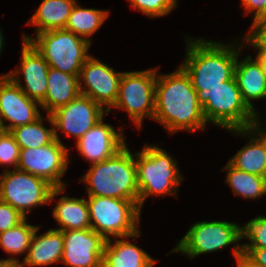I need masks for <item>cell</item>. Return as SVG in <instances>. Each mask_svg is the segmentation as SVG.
Masks as SVG:
<instances>
[{
  "label": "cell",
  "instance_id": "obj_23",
  "mask_svg": "<svg viewBox=\"0 0 266 267\" xmlns=\"http://www.w3.org/2000/svg\"><path fill=\"white\" fill-rule=\"evenodd\" d=\"M76 0H42L28 25L36 27V34L65 29Z\"/></svg>",
  "mask_w": 266,
  "mask_h": 267
},
{
  "label": "cell",
  "instance_id": "obj_28",
  "mask_svg": "<svg viewBox=\"0 0 266 267\" xmlns=\"http://www.w3.org/2000/svg\"><path fill=\"white\" fill-rule=\"evenodd\" d=\"M38 225L27 223L26 218L17 226L0 233V246L9 255L7 258L14 264L18 265L20 260L14 258L15 255H22L28 252L32 236L34 235Z\"/></svg>",
  "mask_w": 266,
  "mask_h": 267
},
{
  "label": "cell",
  "instance_id": "obj_27",
  "mask_svg": "<svg viewBox=\"0 0 266 267\" xmlns=\"http://www.w3.org/2000/svg\"><path fill=\"white\" fill-rule=\"evenodd\" d=\"M221 170H227L225 182L230 185L236 196L258 199L266 195V178L240 171L229 162Z\"/></svg>",
  "mask_w": 266,
  "mask_h": 267
},
{
  "label": "cell",
  "instance_id": "obj_29",
  "mask_svg": "<svg viewBox=\"0 0 266 267\" xmlns=\"http://www.w3.org/2000/svg\"><path fill=\"white\" fill-rule=\"evenodd\" d=\"M242 236L249 243L242 244L243 248H266V217L257 216L242 226Z\"/></svg>",
  "mask_w": 266,
  "mask_h": 267
},
{
  "label": "cell",
  "instance_id": "obj_22",
  "mask_svg": "<svg viewBox=\"0 0 266 267\" xmlns=\"http://www.w3.org/2000/svg\"><path fill=\"white\" fill-rule=\"evenodd\" d=\"M80 95L79 76L49 67L47 93L40 107L50 114L60 106L67 105Z\"/></svg>",
  "mask_w": 266,
  "mask_h": 267
},
{
  "label": "cell",
  "instance_id": "obj_39",
  "mask_svg": "<svg viewBox=\"0 0 266 267\" xmlns=\"http://www.w3.org/2000/svg\"><path fill=\"white\" fill-rule=\"evenodd\" d=\"M254 21H266V6L263 12Z\"/></svg>",
  "mask_w": 266,
  "mask_h": 267
},
{
  "label": "cell",
  "instance_id": "obj_43",
  "mask_svg": "<svg viewBox=\"0 0 266 267\" xmlns=\"http://www.w3.org/2000/svg\"><path fill=\"white\" fill-rule=\"evenodd\" d=\"M3 131H4V129H3L1 121H0V133L3 132Z\"/></svg>",
  "mask_w": 266,
  "mask_h": 267
},
{
  "label": "cell",
  "instance_id": "obj_9",
  "mask_svg": "<svg viewBox=\"0 0 266 267\" xmlns=\"http://www.w3.org/2000/svg\"><path fill=\"white\" fill-rule=\"evenodd\" d=\"M66 187H53L46 180L18 169L0 174V200L8 203L25 218L32 208L52 204Z\"/></svg>",
  "mask_w": 266,
  "mask_h": 267
},
{
  "label": "cell",
  "instance_id": "obj_8",
  "mask_svg": "<svg viewBox=\"0 0 266 267\" xmlns=\"http://www.w3.org/2000/svg\"><path fill=\"white\" fill-rule=\"evenodd\" d=\"M86 201L91 228L106 240L139 231L141 209L133 201L102 196H88Z\"/></svg>",
  "mask_w": 266,
  "mask_h": 267
},
{
  "label": "cell",
  "instance_id": "obj_25",
  "mask_svg": "<svg viewBox=\"0 0 266 267\" xmlns=\"http://www.w3.org/2000/svg\"><path fill=\"white\" fill-rule=\"evenodd\" d=\"M108 16L109 11L107 10L83 8L76 2L65 30L73 32L92 43L90 36L99 30Z\"/></svg>",
  "mask_w": 266,
  "mask_h": 267
},
{
  "label": "cell",
  "instance_id": "obj_26",
  "mask_svg": "<svg viewBox=\"0 0 266 267\" xmlns=\"http://www.w3.org/2000/svg\"><path fill=\"white\" fill-rule=\"evenodd\" d=\"M50 123L52 128L48 129L43 126V121L46 120ZM43 118L41 115L34 122L14 127L9 132L14 136L16 143L20 149L38 148L50 144L54 139V125L50 114Z\"/></svg>",
  "mask_w": 266,
  "mask_h": 267
},
{
  "label": "cell",
  "instance_id": "obj_31",
  "mask_svg": "<svg viewBox=\"0 0 266 267\" xmlns=\"http://www.w3.org/2000/svg\"><path fill=\"white\" fill-rule=\"evenodd\" d=\"M20 156V147L16 143L14 136L9 131L0 133V165L5 166L4 171L8 170L7 166H13L17 169Z\"/></svg>",
  "mask_w": 266,
  "mask_h": 267
},
{
  "label": "cell",
  "instance_id": "obj_37",
  "mask_svg": "<svg viewBox=\"0 0 266 267\" xmlns=\"http://www.w3.org/2000/svg\"><path fill=\"white\" fill-rule=\"evenodd\" d=\"M237 267H254L251 265L247 260H245L243 257L236 260Z\"/></svg>",
  "mask_w": 266,
  "mask_h": 267
},
{
  "label": "cell",
  "instance_id": "obj_17",
  "mask_svg": "<svg viewBox=\"0 0 266 267\" xmlns=\"http://www.w3.org/2000/svg\"><path fill=\"white\" fill-rule=\"evenodd\" d=\"M103 120L104 117L76 142L79 153L91 164L108 159L126 144L123 128L115 131Z\"/></svg>",
  "mask_w": 266,
  "mask_h": 267
},
{
  "label": "cell",
  "instance_id": "obj_7",
  "mask_svg": "<svg viewBox=\"0 0 266 267\" xmlns=\"http://www.w3.org/2000/svg\"><path fill=\"white\" fill-rule=\"evenodd\" d=\"M243 239L242 226L228 221H198L187 231L172 252L186 254L190 260L201 254L211 253L235 244L233 256L243 257V247L238 242Z\"/></svg>",
  "mask_w": 266,
  "mask_h": 267
},
{
  "label": "cell",
  "instance_id": "obj_12",
  "mask_svg": "<svg viewBox=\"0 0 266 267\" xmlns=\"http://www.w3.org/2000/svg\"><path fill=\"white\" fill-rule=\"evenodd\" d=\"M108 112L90 97L79 95L76 99L50 113L54 125V137L62 142L58 132L73 136L76 142L84 136ZM59 130V131H58Z\"/></svg>",
  "mask_w": 266,
  "mask_h": 267
},
{
  "label": "cell",
  "instance_id": "obj_38",
  "mask_svg": "<svg viewBox=\"0 0 266 267\" xmlns=\"http://www.w3.org/2000/svg\"><path fill=\"white\" fill-rule=\"evenodd\" d=\"M0 267H17V265L10 260L0 259Z\"/></svg>",
  "mask_w": 266,
  "mask_h": 267
},
{
  "label": "cell",
  "instance_id": "obj_1",
  "mask_svg": "<svg viewBox=\"0 0 266 267\" xmlns=\"http://www.w3.org/2000/svg\"><path fill=\"white\" fill-rule=\"evenodd\" d=\"M153 120L159 121L171 134L204 130L207 125L197 91L180 65L170 74L157 72Z\"/></svg>",
  "mask_w": 266,
  "mask_h": 267
},
{
  "label": "cell",
  "instance_id": "obj_6",
  "mask_svg": "<svg viewBox=\"0 0 266 267\" xmlns=\"http://www.w3.org/2000/svg\"><path fill=\"white\" fill-rule=\"evenodd\" d=\"M42 55L50 68L80 75L85 61L91 56L87 52L91 42L65 29L51 30L35 35H22Z\"/></svg>",
  "mask_w": 266,
  "mask_h": 267
},
{
  "label": "cell",
  "instance_id": "obj_16",
  "mask_svg": "<svg viewBox=\"0 0 266 267\" xmlns=\"http://www.w3.org/2000/svg\"><path fill=\"white\" fill-rule=\"evenodd\" d=\"M20 68L14 69L7 75L20 87V89L31 99L41 103L47 93V75L49 65L36 50V48L26 40H23ZM25 86L20 81L23 78Z\"/></svg>",
  "mask_w": 266,
  "mask_h": 267
},
{
  "label": "cell",
  "instance_id": "obj_35",
  "mask_svg": "<svg viewBox=\"0 0 266 267\" xmlns=\"http://www.w3.org/2000/svg\"><path fill=\"white\" fill-rule=\"evenodd\" d=\"M245 14L251 13L253 21L263 12L266 6V0H241Z\"/></svg>",
  "mask_w": 266,
  "mask_h": 267
},
{
  "label": "cell",
  "instance_id": "obj_36",
  "mask_svg": "<svg viewBox=\"0 0 266 267\" xmlns=\"http://www.w3.org/2000/svg\"><path fill=\"white\" fill-rule=\"evenodd\" d=\"M261 116L259 115V113L256 111L255 112V116H254V121L250 127V129H252L254 132H266L264 127L262 128L261 127V123L262 121H260V118Z\"/></svg>",
  "mask_w": 266,
  "mask_h": 267
},
{
  "label": "cell",
  "instance_id": "obj_19",
  "mask_svg": "<svg viewBox=\"0 0 266 267\" xmlns=\"http://www.w3.org/2000/svg\"><path fill=\"white\" fill-rule=\"evenodd\" d=\"M138 231L128 237L110 238L106 241L102 267H153L158 261L126 238L140 237ZM122 238V239H121Z\"/></svg>",
  "mask_w": 266,
  "mask_h": 267
},
{
  "label": "cell",
  "instance_id": "obj_42",
  "mask_svg": "<svg viewBox=\"0 0 266 267\" xmlns=\"http://www.w3.org/2000/svg\"><path fill=\"white\" fill-rule=\"evenodd\" d=\"M4 37H3V34H2V31L0 29V54L2 53V49L4 48Z\"/></svg>",
  "mask_w": 266,
  "mask_h": 267
},
{
  "label": "cell",
  "instance_id": "obj_15",
  "mask_svg": "<svg viewBox=\"0 0 266 267\" xmlns=\"http://www.w3.org/2000/svg\"><path fill=\"white\" fill-rule=\"evenodd\" d=\"M61 262L69 267H102L106 239L90 229L63 231Z\"/></svg>",
  "mask_w": 266,
  "mask_h": 267
},
{
  "label": "cell",
  "instance_id": "obj_2",
  "mask_svg": "<svg viewBox=\"0 0 266 267\" xmlns=\"http://www.w3.org/2000/svg\"><path fill=\"white\" fill-rule=\"evenodd\" d=\"M202 39H186V57L180 66L190 76L195 90H210L234 76L237 55L244 45L238 41L227 45Z\"/></svg>",
  "mask_w": 266,
  "mask_h": 267
},
{
  "label": "cell",
  "instance_id": "obj_13",
  "mask_svg": "<svg viewBox=\"0 0 266 267\" xmlns=\"http://www.w3.org/2000/svg\"><path fill=\"white\" fill-rule=\"evenodd\" d=\"M122 74L91 55L79 75L80 94L90 97L109 114L118 97Z\"/></svg>",
  "mask_w": 266,
  "mask_h": 267
},
{
  "label": "cell",
  "instance_id": "obj_4",
  "mask_svg": "<svg viewBox=\"0 0 266 267\" xmlns=\"http://www.w3.org/2000/svg\"><path fill=\"white\" fill-rule=\"evenodd\" d=\"M136 162L137 185L139 189L138 207L142 210L149 196L178 194V187L183 181L177 163L161 147L145 145L142 151L134 154Z\"/></svg>",
  "mask_w": 266,
  "mask_h": 267
},
{
  "label": "cell",
  "instance_id": "obj_18",
  "mask_svg": "<svg viewBox=\"0 0 266 267\" xmlns=\"http://www.w3.org/2000/svg\"><path fill=\"white\" fill-rule=\"evenodd\" d=\"M237 61L234 69V77L242 98L247 106L256 112L252 101L266 99V76L261 60L255 56H246Z\"/></svg>",
  "mask_w": 266,
  "mask_h": 267
},
{
  "label": "cell",
  "instance_id": "obj_24",
  "mask_svg": "<svg viewBox=\"0 0 266 267\" xmlns=\"http://www.w3.org/2000/svg\"><path fill=\"white\" fill-rule=\"evenodd\" d=\"M53 217L60 225L57 230L91 228L89 208L85 198L61 197L53 209Z\"/></svg>",
  "mask_w": 266,
  "mask_h": 267
},
{
  "label": "cell",
  "instance_id": "obj_21",
  "mask_svg": "<svg viewBox=\"0 0 266 267\" xmlns=\"http://www.w3.org/2000/svg\"><path fill=\"white\" fill-rule=\"evenodd\" d=\"M228 131L240 137H249V143L247 142L228 162L240 171L266 178V145L261 138L250 128Z\"/></svg>",
  "mask_w": 266,
  "mask_h": 267
},
{
  "label": "cell",
  "instance_id": "obj_11",
  "mask_svg": "<svg viewBox=\"0 0 266 267\" xmlns=\"http://www.w3.org/2000/svg\"><path fill=\"white\" fill-rule=\"evenodd\" d=\"M69 149L54 139L50 144L35 149H20L17 169L40 177L55 187H66L62 176L69 165Z\"/></svg>",
  "mask_w": 266,
  "mask_h": 267
},
{
  "label": "cell",
  "instance_id": "obj_40",
  "mask_svg": "<svg viewBox=\"0 0 266 267\" xmlns=\"http://www.w3.org/2000/svg\"><path fill=\"white\" fill-rule=\"evenodd\" d=\"M262 62L266 76V55H256Z\"/></svg>",
  "mask_w": 266,
  "mask_h": 267
},
{
  "label": "cell",
  "instance_id": "obj_30",
  "mask_svg": "<svg viewBox=\"0 0 266 267\" xmlns=\"http://www.w3.org/2000/svg\"><path fill=\"white\" fill-rule=\"evenodd\" d=\"M131 7L151 18L168 15L177 7V0H128Z\"/></svg>",
  "mask_w": 266,
  "mask_h": 267
},
{
  "label": "cell",
  "instance_id": "obj_14",
  "mask_svg": "<svg viewBox=\"0 0 266 267\" xmlns=\"http://www.w3.org/2000/svg\"><path fill=\"white\" fill-rule=\"evenodd\" d=\"M38 106L40 103L29 98L7 74L0 75V121L4 131L34 122L41 116Z\"/></svg>",
  "mask_w": 266,
  "mask_h": 267
},
{
  "label": "cell",
  "instance_id": "obj_5",
  "mask_svg": "<svg viewBox=\"0 0 266 267\" xmlns=\"http://www.w3.org/2000/svg\"><path fill=\"white\" fill-rule=\"evenodd\" d=\"M196 91L207 124L226 130L251 127L255 112L244 102L234 76L210 90Z\"/></svg>",
  "mask_w": 266,
  "mask_h": 267
},
{
  "label": "cell",
  "instance_id": "obj_32",
  "mask_svg": "<svg viewBox=\"0 0 266 267\" xmlns=\"http://www.w3.org/2000/svg\"><path fill=\"white\" fill-rule=\"evenodd\" d=\"M244 36L243 42L258 50L256 55H266V21H253L249 33Z\"/></svg>",
  "mask_w": 266,
  "mask_h": 267
},
{
  "label": "cell",
  "instance_id": "obj_41",
  "mask_svg": "<svg viewBox=\"0 0 266 267\" xmlns=\"http://www.w3.org/2000/svg\"><path fill=\"white\" fill-rule=\"evenodd\" d=\"M266 145V132H255Z\"/></svg>",
  "mask_w": 266,
  "mask_h": 267
},
{
  "label": "cell",
  "instance_id": "obj_10",
  "mask_svg": "<svg viewBox=\"0 0 266 267\" xmlns=\"http://www.w3.org/2000/svg\"><path fill=\"white\" fill-rule=\"evenodd\" d=\"M158 69L123 72L121 76L113 108L126 111L138 129L142 127L145 117L154 118Z\"/></svg>",
  "mask_w": 266,
  "mask_h": 267
},
{
  "label": "cell",
  "instance_id": "obj_20",
  "mask_svg": "<svg viewBox=\"0 0 266 267\" xmlns=\"http://www.w3.org/2000/svg\"><path fill=\"white\" fill-rule=\"evenodd\" d=\"M40 226L36 228L28 249L22 262L17 267L48 266L61 262L64 250L63 231L49 229L41 235H37Z\"/></svg>",
  "mask_w": 266,
  "mask_h": 267
},
{
  "label": "cell",
  "instance_id": "obj_3",
  "mask_svg": "<svg viewBox=\"0 0 266 267\" xmlns=\"http://www.w3.org/2000/svg\"><path fill=\"white\" fill-rule=\"evenodd\" d=\"M88 196H102L133 201L138 206L136 162L125 144L108 159L91 164L82 176Z\"/></svg>",
  "mask_w": 266,
  "mask_h": 267
},
{
  "label": "cell",
  "instance_id": "obj_33",
  "mask_svg": "<svg viewBox=\"0 0 266 267\" xmlns=\"http://www.w3.org/2000/svg\"><path fill=\"white\" fill-rule=\"evenodd\" d=\"M24 219L11 205L0 200V233L17 226Z\"/></svg>",
  "mask_w": 266,
  "mask_h": 267
},
{
  "label": "cell",
  "instance_id": "obj_34",
  "mask_svg": "<svg viewBox=\"0 0 266 267\" xmlns=\"http://www.w3.org/2000/svg\"><path fill=\"white\" fill-rule=\"evenodd\" d=\"M243 258L254 267H266V248H243Z\"/></svg>",
  "mask_w": 266,
  "mask_h": 267
}]
</instances>
